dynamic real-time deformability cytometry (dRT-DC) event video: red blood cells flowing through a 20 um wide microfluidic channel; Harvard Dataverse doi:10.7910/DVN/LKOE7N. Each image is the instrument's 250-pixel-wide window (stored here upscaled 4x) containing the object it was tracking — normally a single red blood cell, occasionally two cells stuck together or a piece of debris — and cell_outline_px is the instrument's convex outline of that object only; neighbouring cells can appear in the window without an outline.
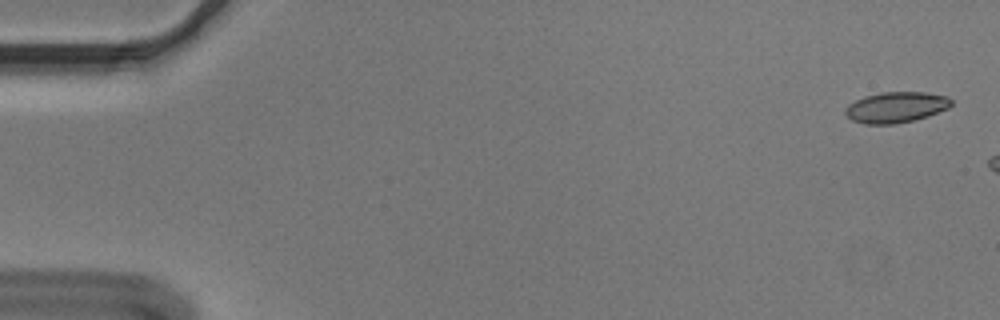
{"species": "Egyptian fruit bat (a non-hibernating species)", "species_latin": "Rousettus aegyptiacus", "temperature_condition": "cold", "stored_images_in_passage": 7, "camera_frame_rate_fps": 3000, "um_per_image_px": 0.085, "animal": {"sex": "male"}, "frame": {"image": 1, "passage_image": 2, "time_ms": 0.333, "image_size_px": [1000, 320], "cell_outline_px": [[952, 104], [948, 108], [928, 116], [896, 124], [864, 124], [852, 120], [844, 112], [844, 108], [848, 104], [864, 96], [884, 92], [924, 92], [944, 96], [952, 100]], "centroid_in_image_um": [76.13, 9.12], "position_along_channel_um": 8.9, "area_um2": 18.9}}